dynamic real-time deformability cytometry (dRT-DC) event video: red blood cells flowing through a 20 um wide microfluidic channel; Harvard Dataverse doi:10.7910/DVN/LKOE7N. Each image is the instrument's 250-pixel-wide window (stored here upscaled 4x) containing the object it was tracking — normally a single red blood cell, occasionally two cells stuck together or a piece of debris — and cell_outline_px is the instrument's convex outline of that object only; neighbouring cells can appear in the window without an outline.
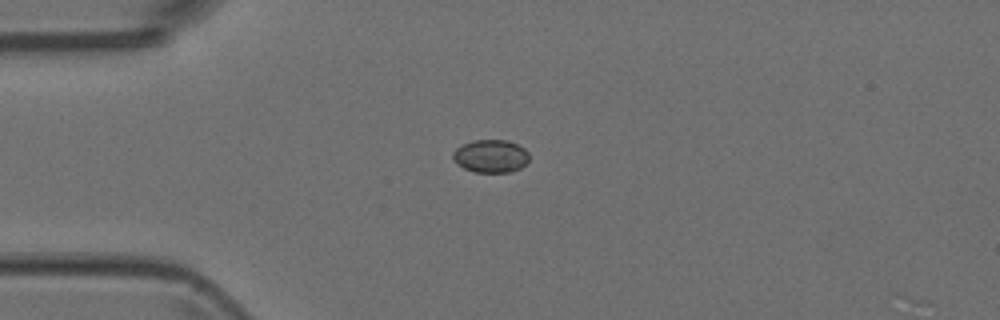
{"species": "Egyptian fruit bat (a non-hibernating species)", "species_latin": "Rousettus aegyptiacus", "temperature_condition": "room temperature", "stored_images_in_passage": 2, "camera_frame_rate_fps": 3000, "um_per_image_px": 0.085, "animal": {"sex": "female"}, "frame": {"image": 1, "passage_image": 1, "time_ms": 0.0, "image_size_px": [1000, 320], "cell_outline_px": [[528, 160], [520, 168], [508, 172], [476, 172], [464, 168], [456, 164], [452, 156], [452, 152], [456, 148], [472, 140], [504, 140], [516, 144], [524, 148], [528, 152]], "centroid_in_image_um": [41.68, 13.27], "position_along_channel_um": 43.3, "area_um2": 14.51}}